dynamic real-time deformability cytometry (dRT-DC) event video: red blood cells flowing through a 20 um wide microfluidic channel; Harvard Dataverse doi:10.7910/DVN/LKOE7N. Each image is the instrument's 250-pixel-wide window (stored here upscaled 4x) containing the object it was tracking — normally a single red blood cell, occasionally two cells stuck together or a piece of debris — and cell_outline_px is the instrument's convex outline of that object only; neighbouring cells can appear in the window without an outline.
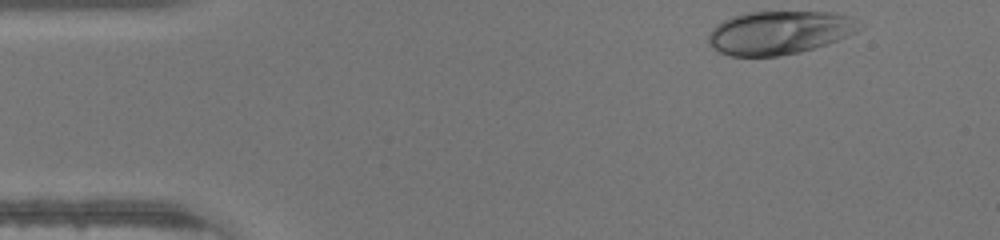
{"species": "human", "species_latin": "Homo sapiens", "temperature_condition": "warm", "stored_images_in_passage": 35, "camera_frame_rate_fps": 3000, "um_per_image_px": 0.085, "donor": {"sex": "male"}, "frame": {"image": 1, "passage_image": 1, "time_ms": 0.0, "image_size_px": [1000, 240], "cell_outline_px": [[864, 28], [856, 32], [828, 44], [800, 52], [776, 56], [732, 56], [720, 52], [712, 48], [708, 44], [708, 32], [716, 24], [732, 16], [744, 12], [832, 12], [852, 16], [864, 24]], "centroid_in_image_um": [66.27, 2.76], "position_along_channel_um": 18.7, "area_um2": 38.67}}
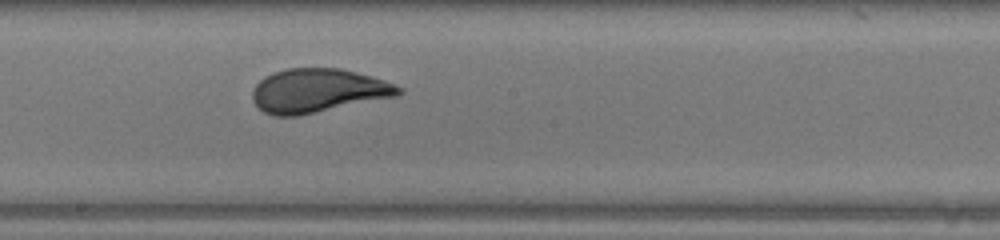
{"frame": {"image": 2, "passage_image": 21, "time_ms": 6.667, "image_size_px": [1000, 240], "cell_outline_px": [[404, 92], [400, 96], [296, 116], [272, 116], [264, 112], [252, 100], [252, 92], [256, 84], [264, 76], [272, 72], [284, 68], [340, 68], [356, 72], [384, 80], [396, 84], [404, 88]], "centroid_in_image_um": [27.05, 7.7], "position_along_channel_um": 221.1, "area_um2": 37.69}}
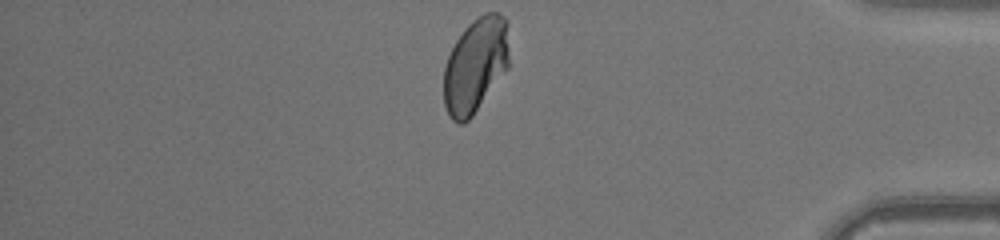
{"frame": {"image": 3, "passage_image": 35, "time_ms": 11.333, "image_size_px": [1000, 240], "cell_outline_px": [[508, 68], [472, 116], [464, 124], [460, 124], [452, 120], [444, 104], [444, 68], [448, 56], [456, 40], [464, 28], [472, 20], [484, 12], [500, 12], [508, 20]], "centroid_in_image_um": [40.42, 5.51], "position_along_channel_um": 394.8, "area_um2": 36.36}}